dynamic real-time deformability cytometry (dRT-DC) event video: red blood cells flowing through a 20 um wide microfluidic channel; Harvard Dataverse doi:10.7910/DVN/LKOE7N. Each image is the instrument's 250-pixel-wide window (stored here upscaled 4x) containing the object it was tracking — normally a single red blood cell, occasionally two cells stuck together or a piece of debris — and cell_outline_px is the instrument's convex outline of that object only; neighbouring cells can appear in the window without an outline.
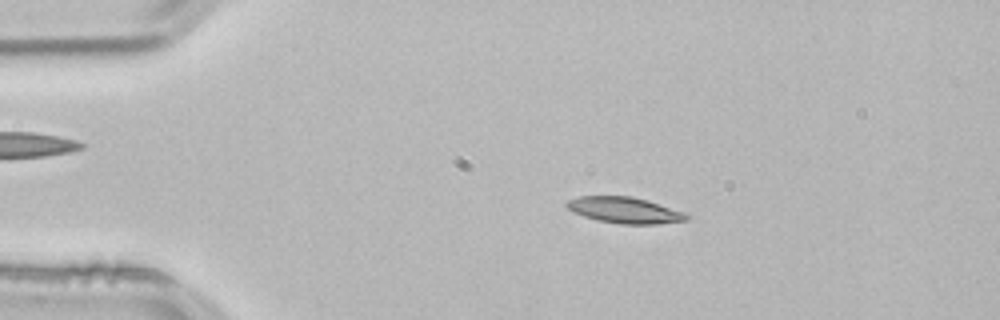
{"species": "common noctule bat (a hibernating species)", "species_latin": "Nyctalus noctula", "temperature_condition": "room temperature", "stored_images_in_passage": 51, "camera_frame_rate_fps": 3000, "um_per_image_px": 0.085, "animal": {"sex": "male", "body_mass_g": 21.5, "forearm_length_mm": 52.0}, "frame": {"image": 1, "passage_image": 10, "time_ms": 3.0, "image_size_px": [1000, 320], "cell_outline_px": [[688, 220], [656, 224], [620, 224], [600, 220], [584, 216], [572, 212], [564, 204], [568, 200], [580, 196], [632, 196], [648, 200], [688, 212]], "centroid_in_image_um": [53.14, 17.85], "position_along_channel_um": 31.9, "area_um2": 18.38}}
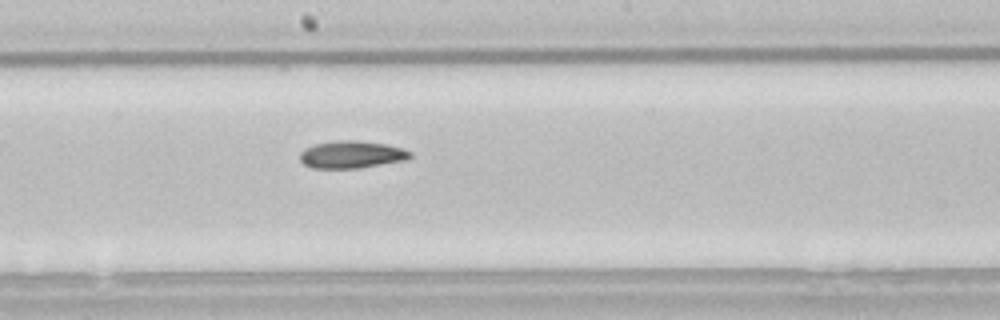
{"frame": {"image": 2, "passage_image": 27, "time_ms": 8.667, "image_size_px": [1000, 320], "cell_outline_px": [[412, 156], [408, 160], [360, 168], [312, 168], [304, 164], [300, 160], [300, 152], [304, 148], [316, 144], [336, 140], [356, 140], [384, 144], [404, 148], [412, 152]], "centroid_in_image_um": [29.91, 13.14], "position_along_channel_um": 218.3, "area_um2": 17.74}}
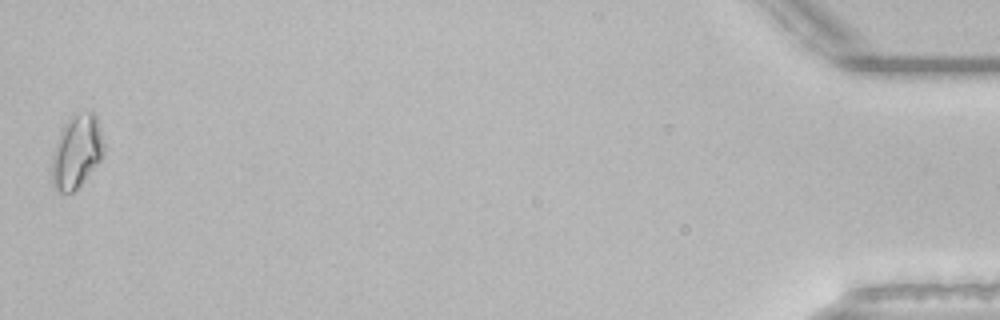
{"frame": {"image": 3, "passage_image": 51, "time_ms": 16.667, "image_size_px": [1000, 320], "cell_outline_px": [[104, 156], [80, 184], [72, 192], [56, 192], [52, 184], [52, 156], [60, 132], [68, 116], [72, 112], [92, 112], [96, 116], [100, 128], [104, 144]], "centroid_in_image_um": [6.51, 12.85], "position_along_channel_um": 428.7, "area_um2": 22.25}, "authors_computed_cell_mechanics": {"area_um2": 17.8024, "velocity_mm_per_s": 3.8338, "shape_relaxation_time_tau1_ms": 4.108, "shape_relaxation_time_tau2_ms": null, "deformation_change_tau1": 0.1387, "deformation_change_tau2": null}}